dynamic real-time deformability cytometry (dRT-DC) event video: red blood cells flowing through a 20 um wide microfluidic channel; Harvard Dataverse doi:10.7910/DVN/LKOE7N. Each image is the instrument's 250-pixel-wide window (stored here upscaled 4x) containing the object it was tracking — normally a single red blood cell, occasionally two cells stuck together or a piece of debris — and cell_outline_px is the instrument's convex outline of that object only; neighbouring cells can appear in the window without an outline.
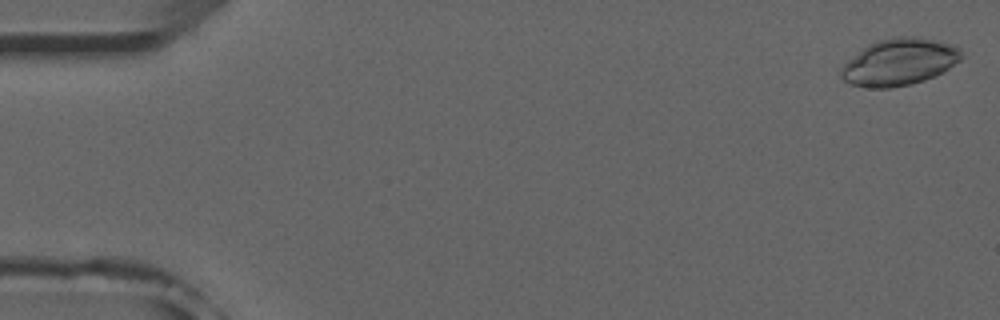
{"species": "common noctule bat (a hibernating species)", "species_latin": "Nyctalus noctula", "temperature_condition": "room temperature", "stored_images_in_passage": 52, "camera_frame_rate_fps": 3000, "um_per_image_px": 0.085, "animal": {"sex": "male", "forearm_length_mm": 52.5}, "frame": {"image": 1, "passage_image": 1, "time_ms": 0.0, "image_size_px": [1000, 320], "cell_outline_px": [[964, 56], [960, 60], [948, 68], [924, 80], [892, 88], [868, 88], [852, 84], [844, 80], [840, 76], [840, 68], [848, 60], [868, 44], [880, 40], [900, 36], [912, 36], [956, 44], [960, 48]], "centroid_in_image_um": [76.44, 5.26], "position_along_channel_um": 8.6, "area_um2": 32.66}}
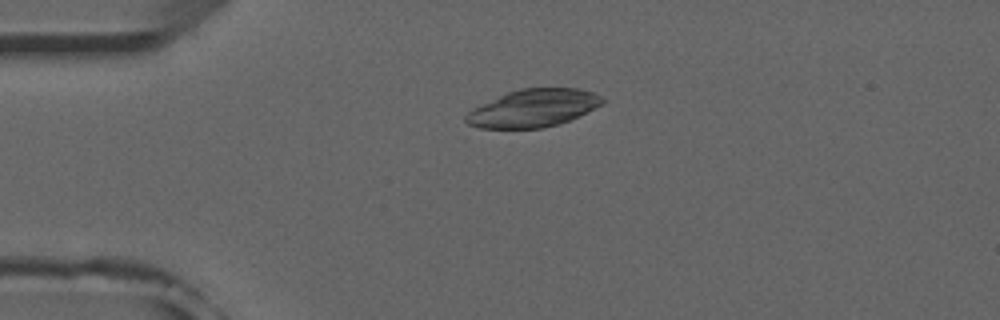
{"frame": {"image": 2, "passage_image": 12, "time_ms": 3.667, "image_size_px": [1000, 320], "cell_outline_px": [[604, 104], [580, 116], [544, 128], [480, 128], [468, 124], [464, 120], [464, 116], [472, 108], [508, 92], [520, 88], [576, 88], [592, 92], [600, 96], [604, 100]], "centroid_in_image_um": [45.32, 9.19], "position_along_channel_um": 39.7, "area_um2": 29.88}}
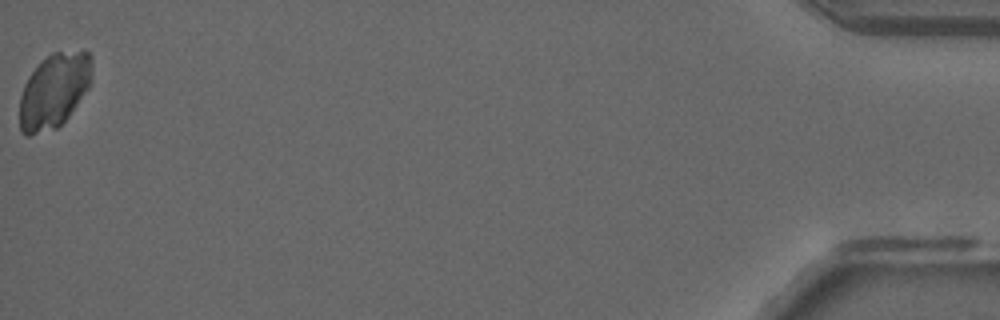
{"frame": {"image": 3, "passage_image": 52, "time_ms": 17.0, "image_size_px": [1000, 320], "cell_outline_px": [[92, 80], [88, 88], [68, 116], [56, 128], [28, 136], [24, 136], [20, 132], [20, 96], [24, 84], [28, 76], [52, 52], [88, 52], [92, 56]], "centroid_in_image_um": [4.59, 7.72], "position_along_channel_um": 430.6, "area_um2": 31.15}}